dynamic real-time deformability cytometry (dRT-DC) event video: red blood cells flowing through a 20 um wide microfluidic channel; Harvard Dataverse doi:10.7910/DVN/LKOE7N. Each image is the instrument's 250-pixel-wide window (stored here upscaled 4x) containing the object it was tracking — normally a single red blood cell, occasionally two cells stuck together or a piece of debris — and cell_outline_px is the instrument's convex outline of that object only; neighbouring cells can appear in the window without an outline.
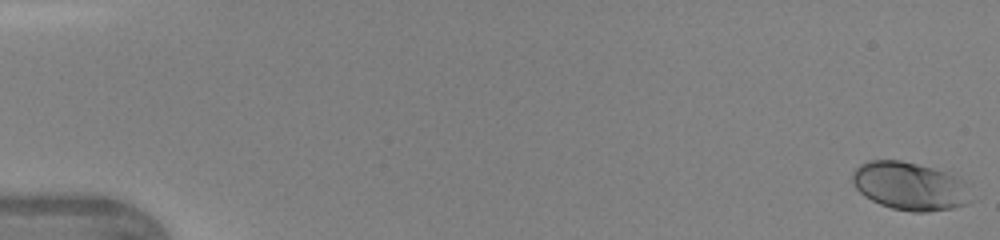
{"species": "human", "species_latin": "Homo sapiens", "temperature_condition": "warm", "stored_images_in_passage": 41, "camera_frame_rate_fps": 3000, "um_per_image_px": 0.085, "donor": {"sex": "female"}, "frame": {"image": 1, "passage_image": 1, "time_ms": 0.0, "image_size_px": [1000, 240], "cell_outline_px": [[972, 200], [968, 204], [952, 208], [928, 212], [912, 212], [892, 208], [880, 204], [864, 196], [852, 184], [852, 172], [860, 164], [868, 160], [900, 160], [932, 168], [956, 176], [964, 180], [968, 184]], "centroid_in_image_um": [77.35, 15.83], "position_along_channel_um": 7.7, "area_um2": 33.47}}
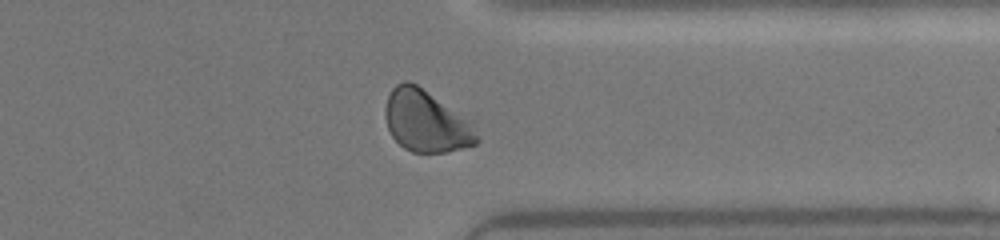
{"frame": {"image": 2, "passage_image": 34, "time_ms": 11.0, "image_size_px": [1000, 240], "cell_outline_px": [[480, 140], [476, 144], [448, 152], [412, 152], [404, 148], [392, 136], [388, 128], [384, 116], [384, 108], [388, 96], [392, 88], [396, 84], [404, 80], [408, 80], [416, 84], [476, 124], [480, 136]], "centroid_in_image_um": [36.24, 10.31], "position_along_channel_um": 375.2, "area_um2": 33.18}}
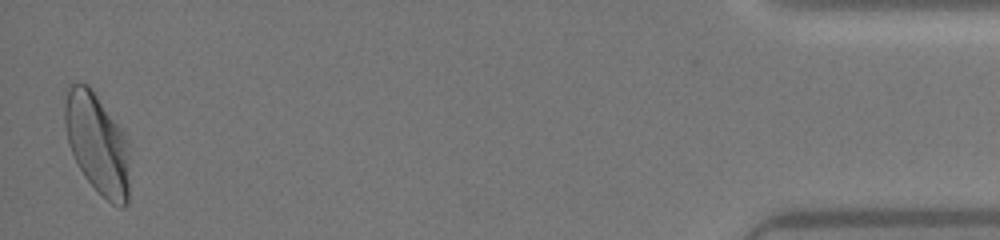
{"frame": {"image": 3, "passage_image": 41, "time_ms": 13.333, "image_size_px": [1000, 240], "cell_outline_px": [[128, 204], [124, 208], [120, 208], [112, 204], [84, 176], [68, 144], [64, 124], [64, 88], [68, 84], [88, 84], [120, 128], [124, 136], [128, 180]], "centroid_in_image_um": [8.2, 12.16], "position_along_channel_um": 427.0, "area_um2": 37.17}, "authors_computed_cell_mechanics": {"area_um2": 32.4836, "velocity_mm_per_s": 4.3447, "shape_relaxation_time_tau1_ms": 1.8965, "shape_relaxation_time_tau2_ms": null, "deformation_change_tau1": 0.1299, "deformation_change_tau2": null}}